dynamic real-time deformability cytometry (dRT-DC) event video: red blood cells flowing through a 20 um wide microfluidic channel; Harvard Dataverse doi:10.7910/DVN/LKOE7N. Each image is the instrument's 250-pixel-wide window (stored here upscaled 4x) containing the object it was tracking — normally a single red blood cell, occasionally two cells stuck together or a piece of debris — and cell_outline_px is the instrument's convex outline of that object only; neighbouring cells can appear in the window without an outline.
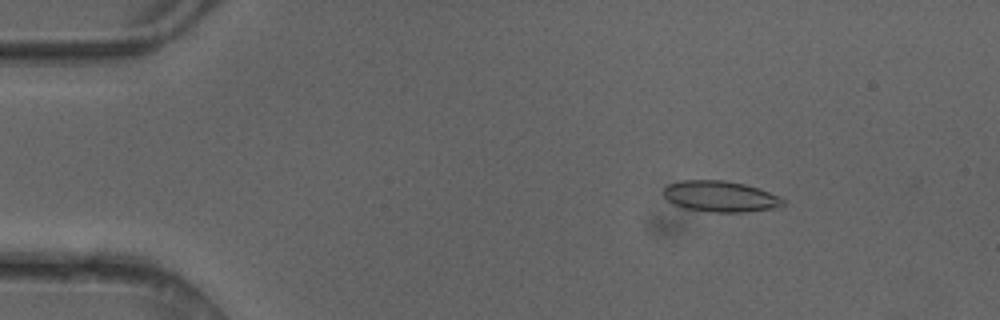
{"species": "common noctule bat (a hibernating species)", "species_latin": "Nyctalus noctula", "temperature_condition": "cold", "stored_images_in_passage": 49, "camera_frame_rate_fps": 3000, "um_per_image_px": 0.085, "animal": {"sex": "female"}, "frame": {"image": 1, "passage_image": 7, "time_ms": 2.0, "image_size_px": [1000, 320], "cell_outline_px": [[784, 204], [780, 208], [744, 212], [712, 212], [684, 208], [668, 200], [664, 196], [664, 188], [668, 184], [680, 180], [724, 180], [744, 184], [780, 196], [784, 200]], "centroid_in_image_um": [61.25, 16.7], "position_along_channel_um": 23.8, "area_um2": 21.56}}
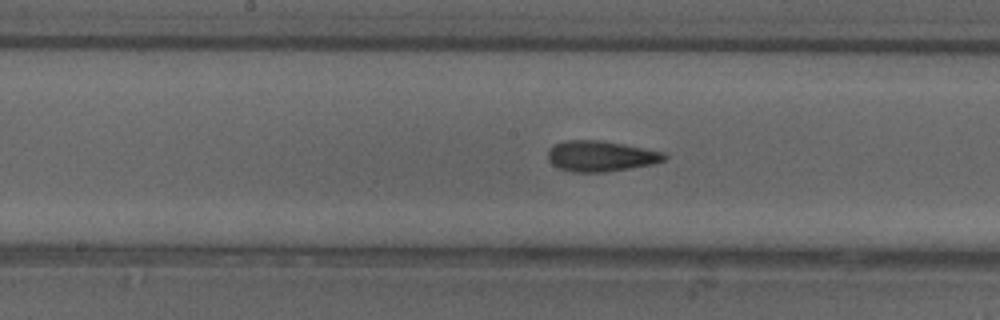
{"frame": {"image": 2, "passage_image": 25, "time_ms": 8.0, "image_size_px": [1000, 320], "cell_outline_px": [[668, 156], [664, 160], [652, 164], [604, 172], [572, 172], [560, 168], [552, 164], [548, 160], [548, 152], [556, 144], [564, 140], [600, 140], [624, 144], [664, 152]], "centroid_in_image_um": [51.07, 13.26], "position_along_channel_um": 197.1, "area_um2": 20.63}}
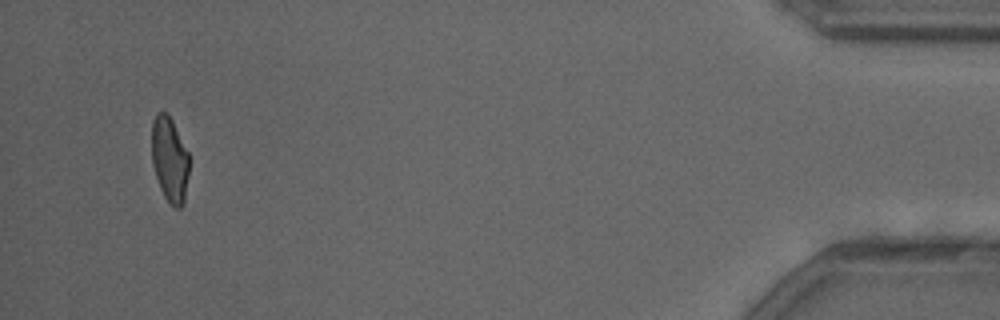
{"frame": {"image": 3, "passage_image": 47, "time_ms": 15.333, "image_size_px": [1000, 320], "cell_outline_px": [[188, 176], [184, 204], [180, 208], [176, 208], [164, 196], [160, 188], [152, 164], [152, 120], [156, 112], [168, 112], [188, 152]], "centroid_in_image_um": [14.41, 13.53], "position_along_channel_um": 420.8, "area_um2": 18.55}, "authors_computed_cell_mechanics": {"area_um2": 20.4612, "velocity_mm_per_s": 4.1553, "shape_relaxation_time_tau1_ms": 5.9441, "shape_relaxation_time_tau2_ms": 1.9679, "deformation_change_tau1": 0.1752, "deformation_change_tau2": 0.0819}}